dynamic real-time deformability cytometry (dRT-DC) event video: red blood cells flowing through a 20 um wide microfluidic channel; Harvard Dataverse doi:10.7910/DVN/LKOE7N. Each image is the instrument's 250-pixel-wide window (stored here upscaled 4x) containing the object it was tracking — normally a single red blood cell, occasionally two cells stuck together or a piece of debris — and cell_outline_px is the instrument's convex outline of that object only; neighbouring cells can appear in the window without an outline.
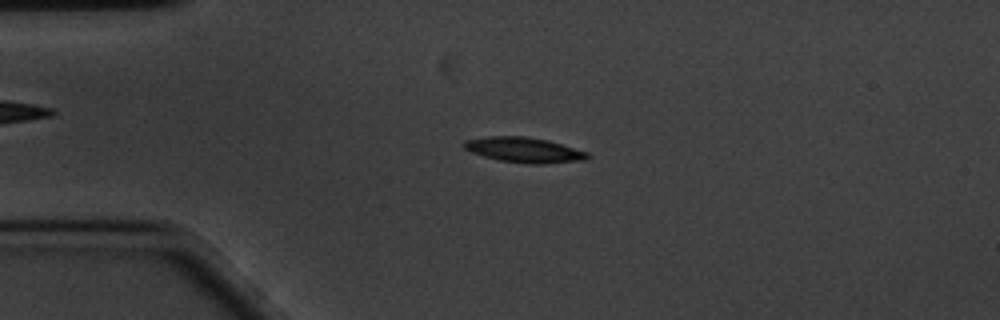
{"species": "common noctule bat (a hibernating species)", "species_latin": "Nyctalus noctula", "temperature_condition": "cold", "stored_images_in_passage": 59, "camera_frame_rate_fps": 3000, "um_per_image_px": 0.085, "animal": {"sex": "male", "body_mass_g": 20.1, "forearm_length_mm": 53.5}, "frame": {"image": 1, "passage_image": 13, "time_ms": 4.0, "image_size_px": [1000, 320], "cell_outline_px": [[592, 156], [584, 160], [544, 164], [528, 164], [500, 160], [484, 156], [472, 152], [464, 148], [464, 140], [488, 136], [524, 136], [548, 140], [588, 152]], "centroid_in_image_um": [44.58, 12.74], "position_along_channel_um": 40.4, "area_um2": 18.09}}
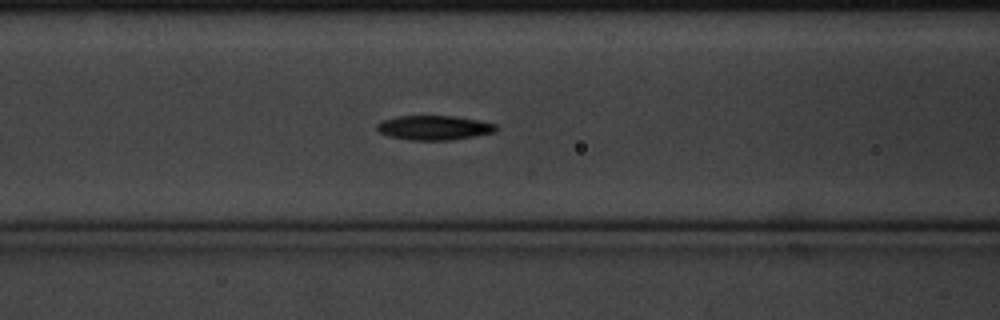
{"frame": {"image": 2, "passage_image": 23, "time_ms": 7.333, "image_size_px": [1000, 320], "cell_outline_px": [[496, 132], [476, 136], [452, 140], [408, 140], [388, 136], [380, 132], [376, 128], [376, 124], [380, 120], [400, 116], [456, 116], [480, 120], [496, 124]], "centroid_in_image_um": [36.9, 10.85], "position_along_channel_um": 129.7, "area_um2": 17.17}}
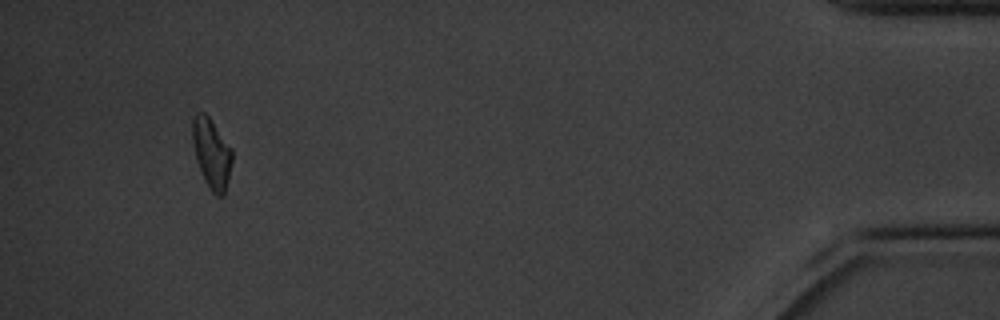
{"frame": {"image": 3, "passage_image": 55, "time_ms": 18.0, "image_size_px": [1000, 320], "cell_outline_px": [[232, 160], [228, 180], [224, 196], [216, 196], [212, 192], [204, 180], [196, 160], [192, 140], [192, 120], [196, 112], [204, 112], [208, 116], [232, 148]], "centroid_in_image_um": [17.98, 13.04], "position_along_channel_um": 417.2, "area_um2": 16.18}, "authors_computed_cell_mechanics": {"area_um2": 16.8198, "velocity_mm_per_s": 3.3686, "shape_relaxation_time_tau1_ms": 2.8434, "shape_relaxation_time_tau2_ms": null, "deformation_change_tau1": 0.1505, "deformation_change_tau2": null}}